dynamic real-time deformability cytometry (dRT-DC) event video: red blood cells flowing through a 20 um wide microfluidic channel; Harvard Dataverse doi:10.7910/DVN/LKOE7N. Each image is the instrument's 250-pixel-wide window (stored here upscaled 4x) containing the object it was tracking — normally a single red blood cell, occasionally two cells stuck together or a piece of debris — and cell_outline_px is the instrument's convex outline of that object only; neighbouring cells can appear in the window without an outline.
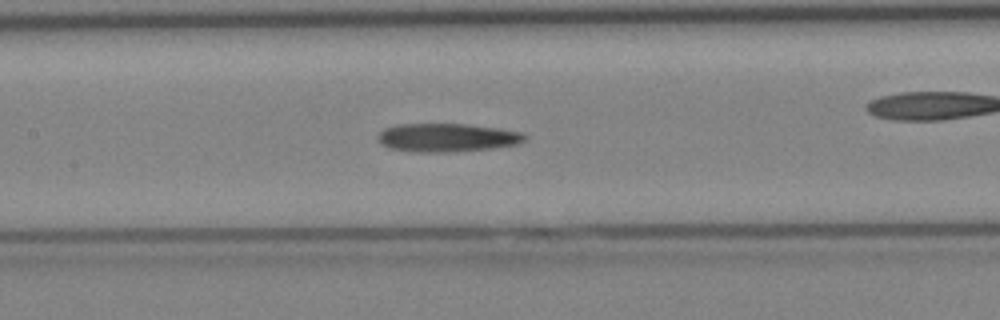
{"species": "Egyptian fruit bat (a non-hibernating species)", "species_latin": "Rousettus aegyptiacus", "temperature_condition": "cold", "stored_images_in_passage": 41, "camera_frame_rate_fps": 3000, "um_per_image_px": 0.085, "animal": {"sex": "female"}, "frame": {"image": 1, "passage_image": 18, "time_ms": 5.667, "image_size_px": [1000, 320], "cell_outline_px": [[528, 136], [524, 140], [516, 144], [492, 148], [448, 152], [420, 152], [388, 148], [380, 144], [376, 136], [384, 128], [396, 124], [468, 124], [500, 128], [520, 132]], "centroid_in_image_um": [37.96, 11.69], "position_along_channel_um": 169.4, "area_um2": 24.39}}
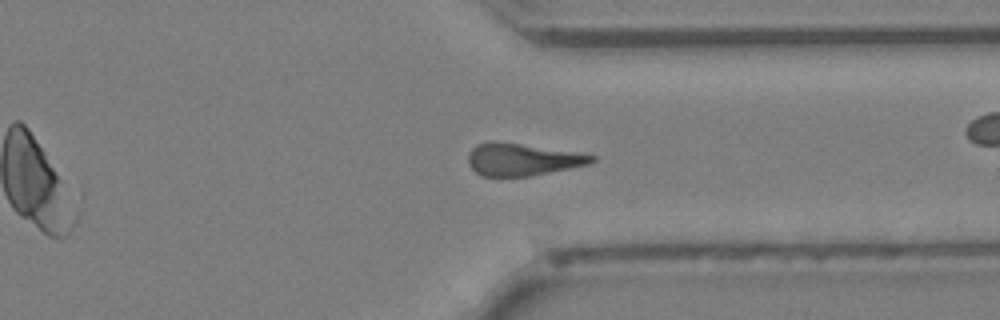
{"frame": {"image": 2, "passage_image": 30, "time_ms": 9.667, "image_size_px": [1000, 320], "cell_outline_px": [[596, 160], [588, 164], [528, 176], [484, 176], [476, 172], [468, 164], [468, 152], [476, 144], [488, 140], [492, 140], [520, 144], [572, 152], [596, 156]], "centroid_in_image_um": [44.31, 13.54], "position_along_channel_um": 367.1, "area_um2": 22.83}}